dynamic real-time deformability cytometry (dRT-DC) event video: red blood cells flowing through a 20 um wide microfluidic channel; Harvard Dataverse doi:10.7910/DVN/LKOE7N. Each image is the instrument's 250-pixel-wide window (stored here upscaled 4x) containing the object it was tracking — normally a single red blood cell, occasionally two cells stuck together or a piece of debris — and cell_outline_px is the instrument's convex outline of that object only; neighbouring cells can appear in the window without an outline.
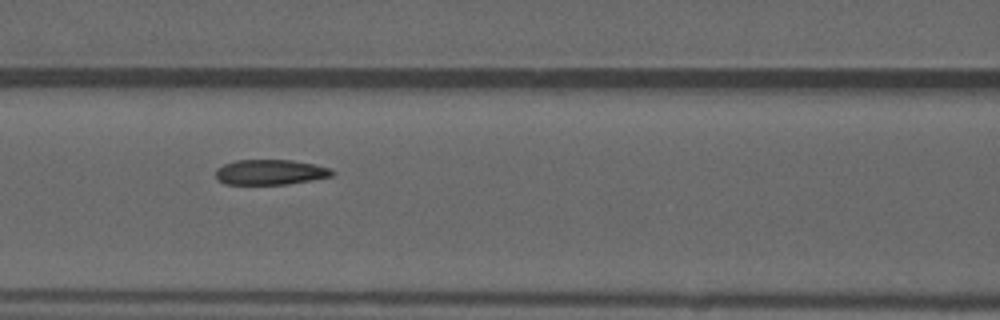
{"species": "common noctule bat (a hibernating species)", "species_latin": "Nyctalus noctula", "temperature_condition": "warm", "stored_images_in_passage": 53, "camera_frame_rate_fps": 3000, "um_per_image_px": 0.085, "animal": {"sex": "male", "forearm_length_mm": 52.5}, "frame": {"image": 1, "passage_image": 23, "time_ms": 7.333, "image_size_px": [1000, 320], "cell_outline_px": [[336, 172], [332, 176], [312, 180], [288, 184], [224, 184], [216, 180], [216, 168], [224, 164], [236, 160], [292, 160], [332, 168]], "centroid_in_image_um": [22.97, 14.64], "position_along_channel_um": 143.6, "area_um2": 17.22}, "authors_computed_cell_mechanics": {"area_um2": 18.0336, "velocity_mm_per_s": 3.9155, "shape_relaxation_time_tau1_ms": null, "shape_relaxation_time_tau2_ms": 2.0905, "deformation_change_tau1": null, "deformation_change_tau2": 0.08}}